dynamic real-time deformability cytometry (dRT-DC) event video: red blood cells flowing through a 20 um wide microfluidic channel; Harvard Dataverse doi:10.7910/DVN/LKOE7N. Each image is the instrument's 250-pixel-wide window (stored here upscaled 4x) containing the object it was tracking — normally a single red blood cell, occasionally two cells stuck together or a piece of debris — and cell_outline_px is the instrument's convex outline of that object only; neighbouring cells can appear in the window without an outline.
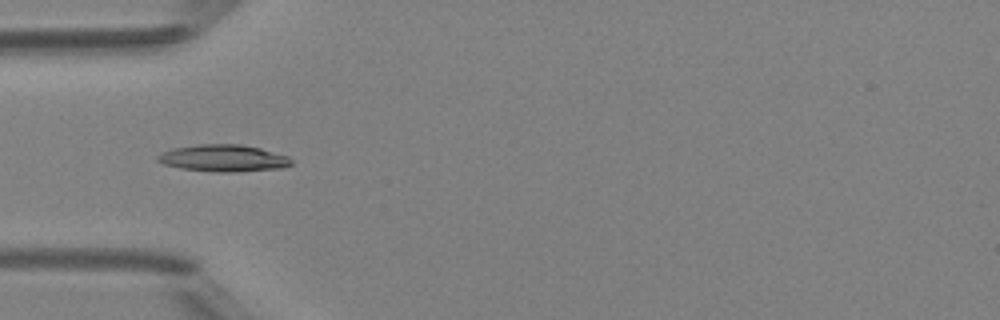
{"species": "Egyptian fruit bat (a non-hibernating species)", "species_latin": "Rousettus aegyptiacus", "temperature_condition": "room temperature", "stored_images_in_passage": 34, "camera_frame_rate_fps": 3000, "um_per_image_px": 0.085, "animal": {"sex": "female"}, "frame": {"image": 1, "passage_image": 1, "time_ms": 0.0, "image_size_px": [1000, 320], "cell_outline_px": [[292, 164], [284, 168], [236, 172], [216, 172], [180, 168], [164, 164], [156, 160], [156, 156], [160, 152], [172, 148], [196, 144], [240, 144], [260, 148], [288, 156], [292, 160]], "centroid_in_image_um": [18.97, 13.44], "position_along_channel_um": 66.0, "area_um2": 21.21}}
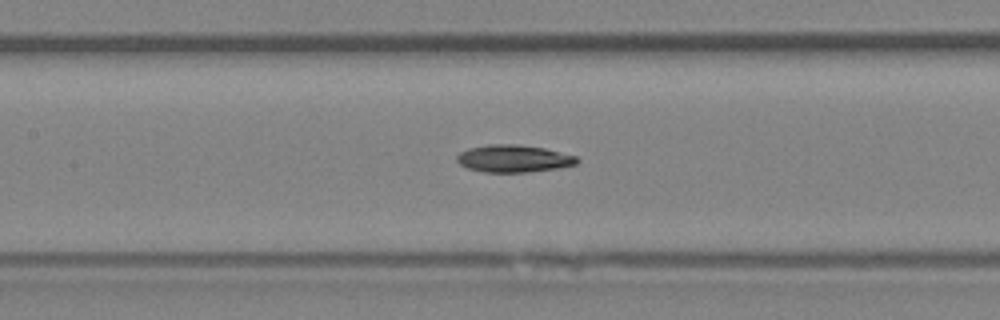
{"frame": {"image": 2, "passage_image": 8, "time_ms": 2.333, "image_size_px": [1000, 320], "cell_outline_px": [[580, 160], [576, 164], [560, 168], [528, 172], [484, 172], [468, 168], [460, 164], [456, 160], [456, 156], [460, 152], [468, 148], [488, 144], [516, 144], [544, 148], [576, 156]], "centroid_in_image_um": [43.65, 13.48], "position_along_channel_um": 163.7, "area_um2": 19.19}}
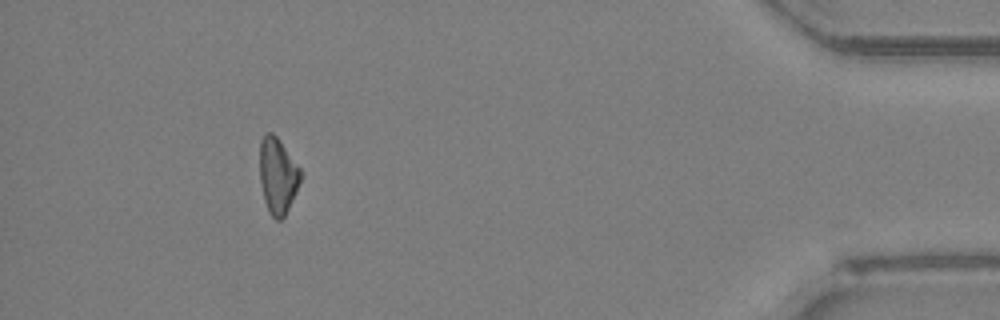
{"frame": {"image": 3, "passage_image": 30, "time_ms": 9.667, "image_size_px": [1000, 320], "cell_outline_px": [[304, 172], [296, 192], [284, 216], [280, 220], [276, 220], [268, 212], [264, 200], [260, 180], [260, 140], [264, 132], [272, 132], [276, 136]], "centroid_in_image_um": [23.61, 14.91], "position_along_channel_um": 411.6, "area_um2": 18.21}, "authors_computed_cell_mechanics": {"area_um2": 18.9295, "velocity_mm_per_s": 4.2298, "shape_relaxation_time_tau1_ms": 4.4475, "shape_relaxation_time_tau2_ms": null, "deformation_change_tau1": 0.1354, "deformation_change_tau2": null}}